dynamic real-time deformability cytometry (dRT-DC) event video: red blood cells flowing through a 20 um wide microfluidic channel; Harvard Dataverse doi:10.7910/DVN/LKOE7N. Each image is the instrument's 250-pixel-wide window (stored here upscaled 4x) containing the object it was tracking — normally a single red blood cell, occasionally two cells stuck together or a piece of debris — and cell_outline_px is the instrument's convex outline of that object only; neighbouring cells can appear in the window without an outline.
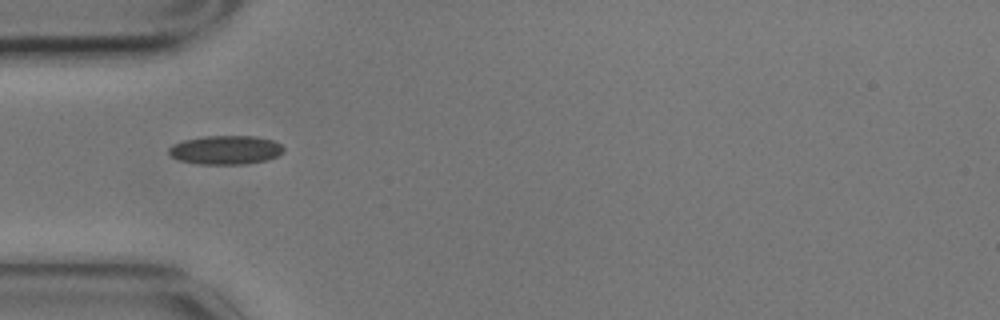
{"species": "common noctule bat (a hibernating species)", "species_latin": "Nyctalus noctula", "temperature_condition": "cold", "stored_images_in_passage": 15, "camera_frame_rate_fps": 3000, "um_per_image_px": 0.085, "animal": {"sex": "male", "body_mass_g": 17.9}, "frame": {"image": 1, "passage_image": 5, "time_ms": 1.333, "image_size_px": [1000, 320], "cell_outline_px": [[284, 152], [268, 160], [244, 164], [200, 164], [180, 160], [172, 156], [168, 152], [168, 148], [172, 144], [184, 140], [204, 136], [256, 136], [272, 140], [280, 144], [284, 148]], "centroid_in_image_um": [19.19, 12.74], "position_along_channel_um": 65.8, "area_um2": 19.31}}